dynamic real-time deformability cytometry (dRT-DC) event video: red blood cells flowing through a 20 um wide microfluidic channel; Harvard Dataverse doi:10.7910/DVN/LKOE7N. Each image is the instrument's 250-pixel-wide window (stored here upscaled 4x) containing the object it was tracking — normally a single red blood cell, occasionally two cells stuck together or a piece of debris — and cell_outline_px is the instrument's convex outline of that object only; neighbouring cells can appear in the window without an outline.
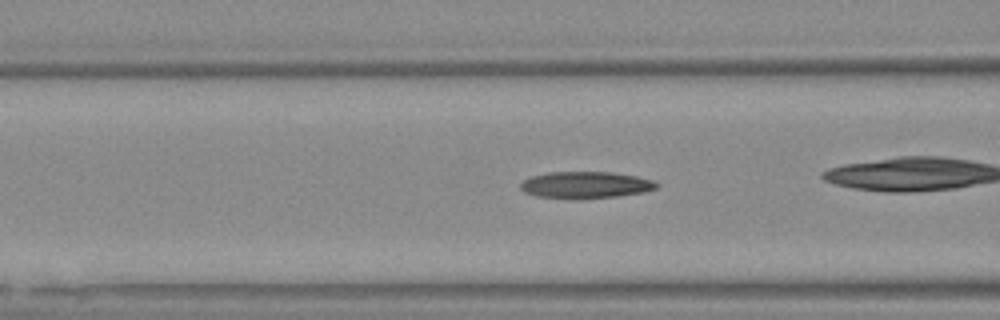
{"species": "Egyptian fruit bat (a non-hibernating species)", "species_latin": "Rousettus aegyptiacus", "temperature_condition": "warm", "stored_images_in_passage": 32, "camera_frame_rate_fps": 3000, "um_per_image_px": 0.085, "animal": {"sex": "female"}, "frame": {"image": 1, "passage_image": 10, "time_ms": 3.0, "image_size_px": [1000, 320], "cell_outline_px": [[660, 184], [656, 188], [644, 192], [620, 196], [576, 200], [572, 200], [536, 196], [524, 192], [520, 188], [520, 184], [524, 180], [532, 176], [548, 172], [612, 172], [636, 176], [652, 180]], "centroid_in_image_um": [49.76, 15.74], "position_along_channel_um": 116.8, "area_um2": 21.56}}
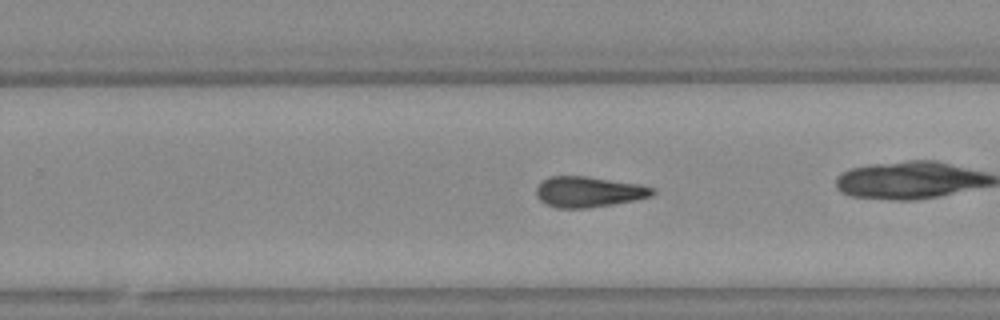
{"frame": {"image": 2, "passage_image": 23, "time_ms": 7.333, "image_size_px": [1000, 320], "cell_outline_px": [[656, 192], [652, 196], [636, 200], [612, 204], [584, 208], [560, 208], [548, 204], [540, 200], [536, 196], [536, 188], [540, 180], [548, 176], [588, 176], [640, 184], [656, 188]], "centroid_in_image_um": [50.05, 16.28], "position_along_channel_um": 279.8, "area_um2": 20.92}, "authors_computed_cell_mechanics": {"area_um2": 20.9814, "velocity_mm_per_s": 3.7658, "shape_relaxation_time_tau1_ms": null, "shape_relaxation_time_tau2_ms": 6.2776, "deformation_change_tau1": null, "deformation_change_tau2": 0.1882}}